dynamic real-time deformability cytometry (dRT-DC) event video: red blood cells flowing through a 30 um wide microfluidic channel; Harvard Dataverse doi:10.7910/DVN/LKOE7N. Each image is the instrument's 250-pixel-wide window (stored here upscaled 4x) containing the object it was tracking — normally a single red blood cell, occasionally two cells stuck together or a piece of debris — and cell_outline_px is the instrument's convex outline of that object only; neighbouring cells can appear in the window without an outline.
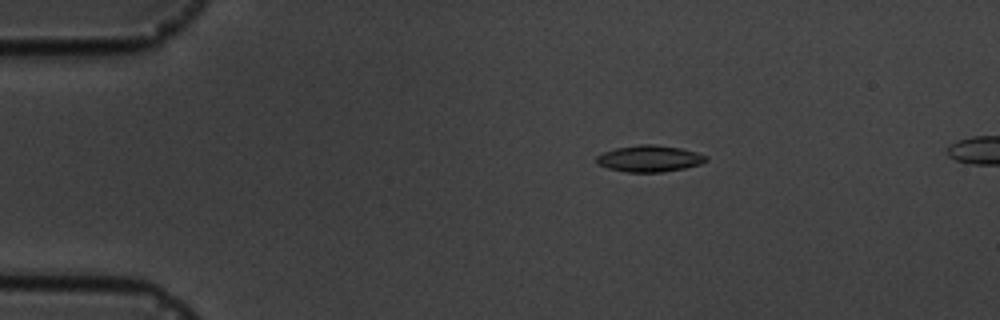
{"species": "common noctule bat (a hibernating species)", "species_latin": "Nyctalus noctula", "temperature_condition": "cold", "stored_images_in_passage": 6, "camera_frame_rate_fps": 3000, "um_per_image_px": 0.085, "animal": {"sex": "male", "body_mass_g": 19.5, "forearm_length_mm": 54.6}, "frame": {"image": 1, "passage_image": 3, "time_ms": 2.333, "image_size_px": [1000, 320], "cell_outline_px": [[708, 160], [700, 164], [684, 168], [660, 172], [628, 172], [608, 168], [596, 164], [596, 156], [604, 152], [616, 148], [640, 144], [656, 144], [680, 148], [696, 152], [704, 156]], "centroid_in_image_um": [55.17, 13.47], "position_along_channel_um": 29.8, "area_um2": 16.76}}
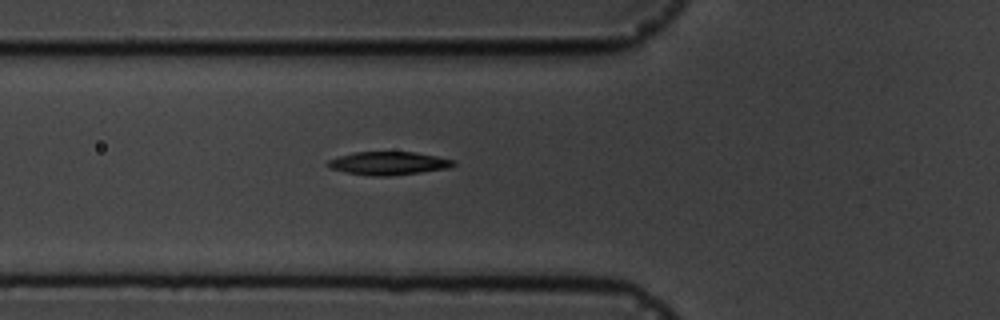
{"frame": {"image": 2, "passage_image": 6, "time_ms": 5.667, "image_size_px": [1000, 320], "cell_outline_px": [[456, 164], [448, 168], [420, 172], [388, 176], [372, 176], [344, 172], [328, 168], [324, 164], [328, 160], [352, 152], [412, 152], [436, 156], [456, 160]], "centroid_in_image_um": [32.97, 13.88], "position_along_channel_um": 92.8, "area_um2": 17.05}}